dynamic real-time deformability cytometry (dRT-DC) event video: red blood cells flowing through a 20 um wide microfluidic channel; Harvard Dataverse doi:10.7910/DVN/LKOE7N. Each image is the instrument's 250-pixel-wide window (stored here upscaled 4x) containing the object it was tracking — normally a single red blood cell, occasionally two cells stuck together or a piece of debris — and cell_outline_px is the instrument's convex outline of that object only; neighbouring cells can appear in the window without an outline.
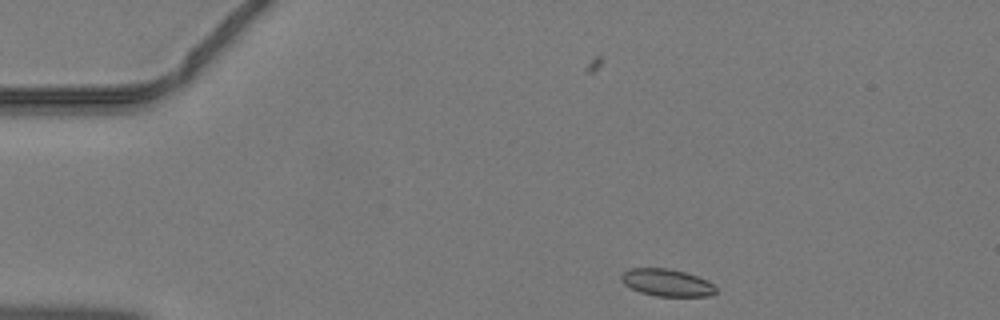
{"species": "common noctule bat (a hibernating species)", "species_latin": "Nyctalus noctula", "temperature_condition": "warm", "stored_images_in_passage": 11, "camera_frame_rate_fps": 3000, "um_per_image_px": 0.085, "animal": {"sex": "male", "body_mass_g": 19.2, "forearm_length_mm": 51.8}, "frame": {"image": 1, "passage_image": 1, "time_ms": 0.0, "image_size_px": [1000, 320], "cell_outline_px": [[716, 292], [708, 296], [656, 296], [640, 292], [624, 284], [620, 280], [620, 276], [628, 268], [668, 268], [684, 272], [696, 276], [712, 284], [716, 288]], "centroid_in_image_um": [56.63, 24.02], "position_along_channel_um": 28.4, "area_um2": 14.85}}
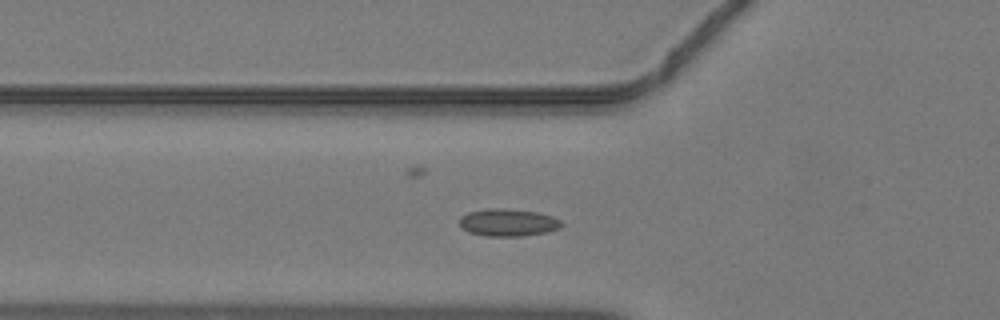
{"frame": {"image": 2, "passage_image": 9, "time_ms": 2.667, "image_size_px": [1000, 320], "cell_outline_px": [[564, 224], [560, 228], [548, 232], [524, 236], [484, 236], [468, 232], [460, 224], [460, 216], [468, 212], [488, 208], [504, 208], [536, 212], [552, 216], [560, 220]], "centroid_in_image_um": [43.2, 18.92], "position_along_channel_um": 82.6, "area_um2": 16.42}}